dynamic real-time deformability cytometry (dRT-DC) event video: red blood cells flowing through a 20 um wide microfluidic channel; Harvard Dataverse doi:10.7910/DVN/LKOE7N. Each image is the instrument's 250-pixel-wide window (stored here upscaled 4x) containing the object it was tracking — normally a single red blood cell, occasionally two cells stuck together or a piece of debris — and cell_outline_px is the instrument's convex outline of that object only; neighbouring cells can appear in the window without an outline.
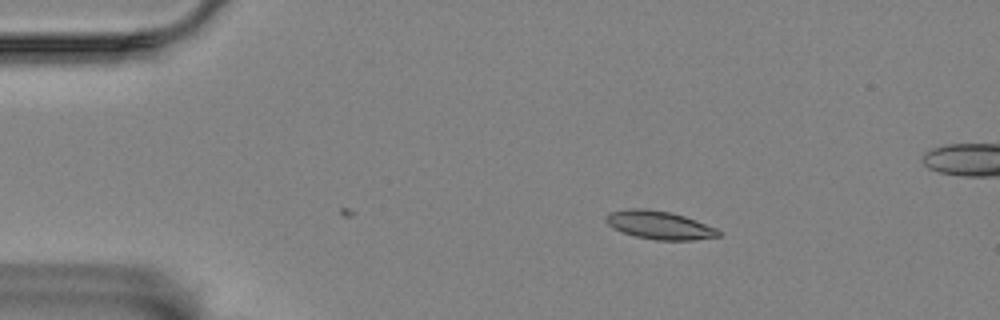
{"species": "Egyptian fruit bat (a non-hibernating species)", "species_latin": "Rousettus aegyptiacus", "temperature_condition": "room temperature", "stored_images_in_passage": 44, "camera_frame_rate_fps": 3000, "um_per_image_px": 0.085, "animal": {"sex": "female"}, "frame": {"image": 1, "passage_image": 1, "time_ms": 0.0, "image_size_px": [1000, 320], "cell_outline_px": [[720, 236], [692, 240], [656, 240], [636, 236], [620, 232], [612, 228], [604, 220], [604, 216], [608, 212], [628, 208], [644, 208], [668, 212], [684, 216], [696, 220], [716, 228], [720, 232]], "centroid_in_image_um": [55.98, 19.12], "position_along_channel_um": 29.0, "area_um2": 18.61}}
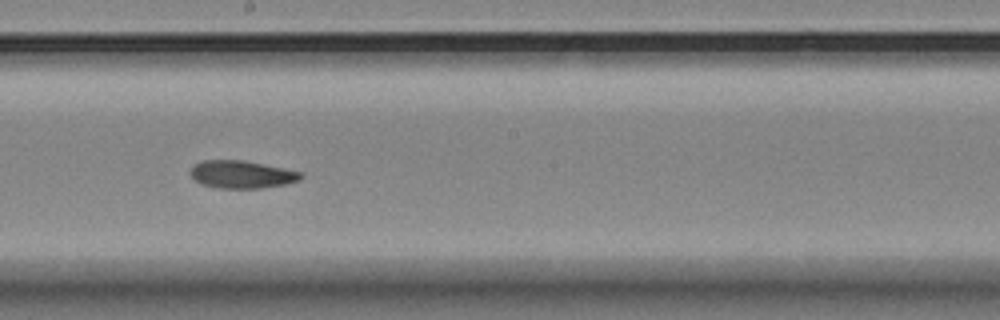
{"frame": {"image": 2, "passage_image": 23, "time_ms": 7.333, "image_size_px": [1000, 320], "cell_outline_px": [[304, 176], [300, 180], [284, 184], [260, 188], [216, 188], [200, 184], [188, 172], [196, 164], [204, 160], [244, 160], [264, 164], [300, 172]], "centroid_in_image_um": [20.53, 14.83], "position_along_channel_um": 227.7, "area_um2": 17.69}}
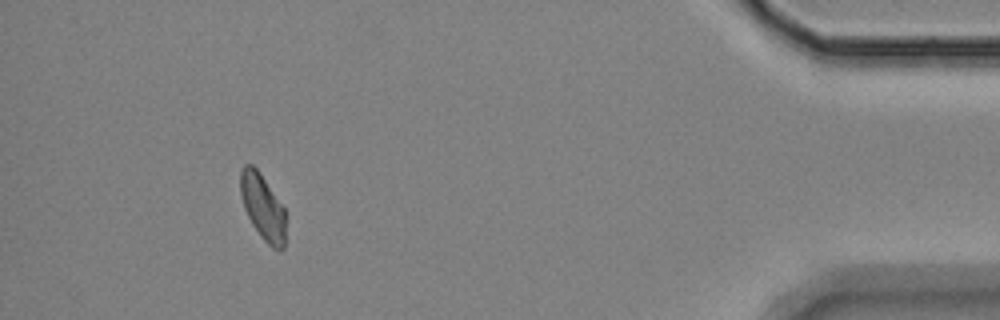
{"frame": {"image": 3, "passage_image": 44, "time_ms": 14.333, "image_size_px": [1000, 320], "cell_outline_px": [[284, 248], [272, 248], [260, 236], [252, 224], [244, 208], [240, 196], [240, 168], [244, 164], [252, 164], [256, 168], [284, 208]], "centroid_in_image_um": [22.28, 17.56], "position_along_channel_um": 412.9, "area_um2": 16.99}, "authors_computed_cell_mechanics": {"area_um2": 18.0336, "velocity_mm_per_s": 3.4709, "shape_relaxation_time_tau1_ms": null, "shape_relaxation_time_tau2_ms": 5.8121, "deformation_change_tau1": null, "deformation_change_tau2": 0.116}}